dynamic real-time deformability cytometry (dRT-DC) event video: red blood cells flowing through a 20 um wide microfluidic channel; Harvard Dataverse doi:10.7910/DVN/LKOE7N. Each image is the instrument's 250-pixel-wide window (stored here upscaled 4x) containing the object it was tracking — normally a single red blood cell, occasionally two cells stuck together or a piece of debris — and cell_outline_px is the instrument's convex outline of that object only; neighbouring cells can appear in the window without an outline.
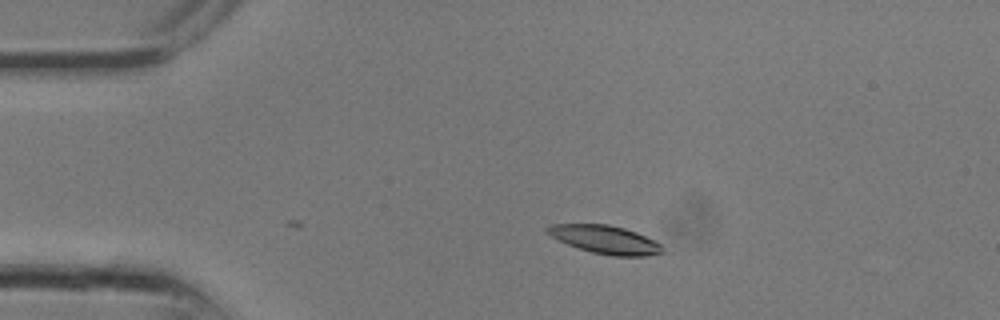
{"species": "common noctule bat (a hibernating species)", "species_latin": "Nyctalus noctula", "temperature_condition": "room temperature", "stored_images_in_passage": 3, "camera_frame_rate_fps": 3000, "um_per_image_px": 0.085, "animal": {"sex": "male", "body_mass_g": 13.3}, "frame": {"image": 1, "passage_image": 3, "time_ms": 0.667, "image_size_px": [1000, 320], "cell_outline_px": [[664, 252], [648, 256], [612, 256], [592, 252], [568, 244], [544, 232], [544, 228], [548, 224], [608, 224], [624, 228], [636, 232], [660, 244], [664, 248]], "centroid_in_image_um": [51.42, 20.36], "position_along_channel_um": 33.6, "area_um2": 18.84}}